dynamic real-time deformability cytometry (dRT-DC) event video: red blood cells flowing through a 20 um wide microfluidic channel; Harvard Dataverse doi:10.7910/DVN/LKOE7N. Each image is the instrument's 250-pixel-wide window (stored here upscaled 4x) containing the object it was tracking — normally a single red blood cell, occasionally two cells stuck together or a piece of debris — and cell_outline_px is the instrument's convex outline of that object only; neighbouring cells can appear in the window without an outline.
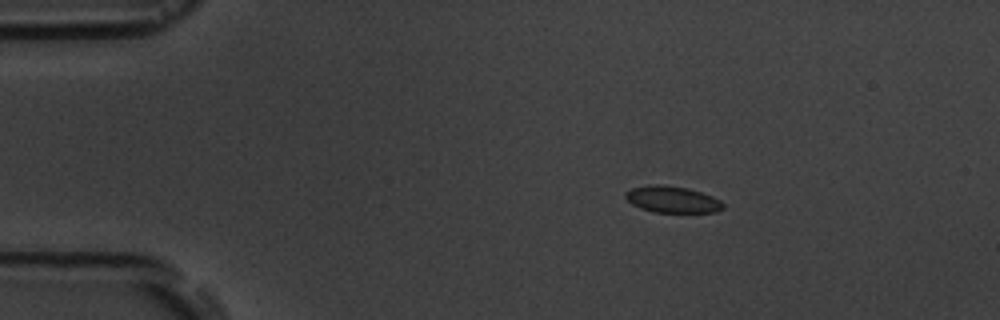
{"species": "common noctule bat (a hibernating species)", "species_latin": "Nyctalus noctula", "temperature_condition": "room temperature", "stored_images_in_passage": 3, "camera_frame_rate_fps": 3000, "um_per_image_px": 0.085, "animal": {"sex": "male", "body_mass_g": 19.5, "forearm_length_mm": 54.6}, "frame": {"image": 1, "passage_image": 1, "time_ms": 0.0, "image_size_px": [1000, 320], "cell_outline_px": [[724, 208], [716, 212], [652, 212], [640, 208], [632, 204], [624, 196], [624, 192], [632, 188], [652, 184], [656, 184], [688, 188], [712, 196], [720, 200], [724, 204]], "centroid_in_image_um": [57.13, 16.95], "position_along_channel_um": 27.9, "area_um2": 15.09}}